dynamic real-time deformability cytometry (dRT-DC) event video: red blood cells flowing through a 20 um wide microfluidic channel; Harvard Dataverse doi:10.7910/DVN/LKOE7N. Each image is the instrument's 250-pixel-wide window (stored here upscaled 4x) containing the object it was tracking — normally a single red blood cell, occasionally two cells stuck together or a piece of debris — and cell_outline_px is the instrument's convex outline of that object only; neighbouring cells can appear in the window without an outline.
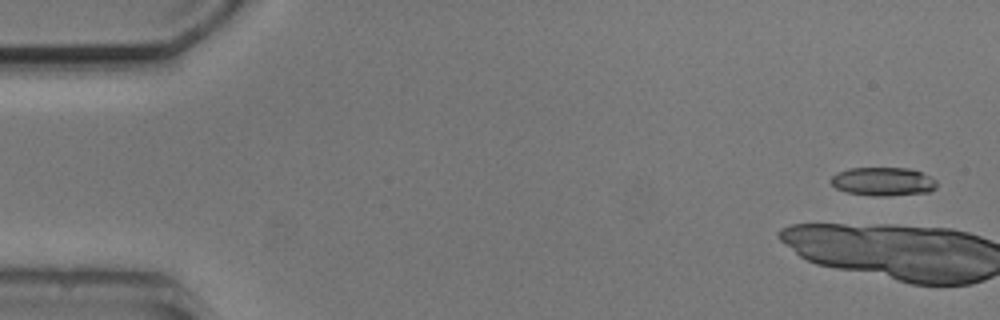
{"species": "common noctule bat (a hibernating species)", "species_latin": "Nyctalus noctula", "temperature_condition": "cold", "stored_images_in_passage": 5, "camera_frame_rate_fps": 3000, "um_per_image_px": 0.085, "animal": {"sex": "male", "body_mass_g": 20.5, "forearm_length_mm": 52.5}, "frame": {"image": 1, "passage_image": 1, "time_ms": 0.0, "image_size_px": [1000, 320], "cell_outline_px": [[936, 188], [928, 192], [888, 196], [872, 196], [848, 192], [836, 188], [828, 180], [836, 172], [848, 168], [908, 168], [920, 172], [936, 180]], "centroid_in_image_um": [75.02, 15.43], "position_along_channel_um": 10.0, "area_um2": 17.63}}